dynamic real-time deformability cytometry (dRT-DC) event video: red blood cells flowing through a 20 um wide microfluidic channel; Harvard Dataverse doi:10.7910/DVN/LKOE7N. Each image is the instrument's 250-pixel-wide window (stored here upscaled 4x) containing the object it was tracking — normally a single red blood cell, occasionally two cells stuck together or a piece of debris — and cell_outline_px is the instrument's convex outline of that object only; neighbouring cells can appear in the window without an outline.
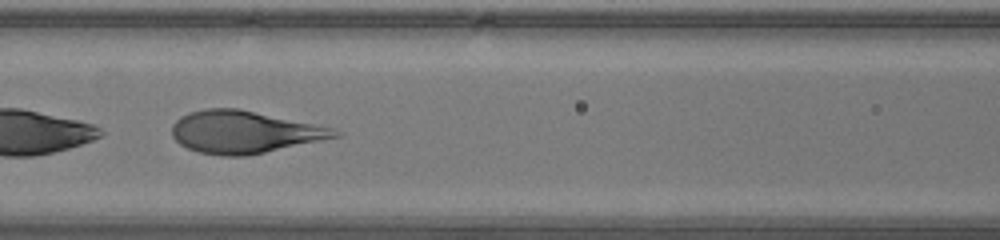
{"species": "human", "species_latin": "Homo sapiens", "temperature_condition": "warm", "stored_images_in_passage": 27, "camera_frame_rate_fps": 3000, "um_per_image_px": 0.085, "donor": {"sex": "male"}, "frame": {"image": 1, "passage_image": 19, "time_ms": 6.0, "image_size_px": [1000, 240], "cell_outline_px": [[340, 136], [264, 152], [244, 156], [224, 156], [200, 152], [188, 148], [180, 144], [172, 136], [172, 124], [180, 116], [188, 112], [204, 108], [240, 108], [332, 128], [340, 132]], "centroid_in_image_um": [20.69, 11.2], "position_along_channel_um": 145.9, "area_um2": 39.82}}
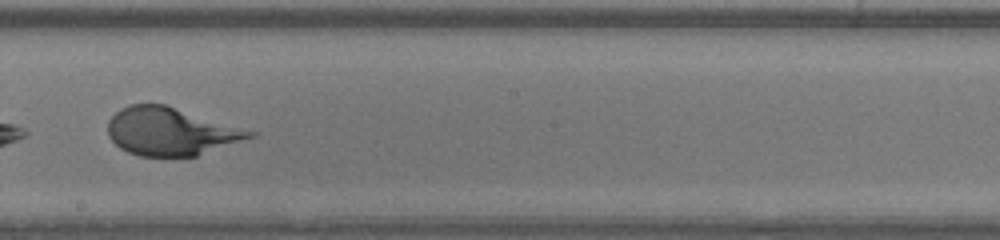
{"frame": {"image": 2, "passage_image": 25, "time_ms": 8.0, "image_size_px": [1000, 240], "cell_outline_px": [[260, 132], [256, 136], [196, 156], [140, 156], [128, 152], [120, 148], [108, 136], [108, 120], [120, 108], [128, 104], [164, 104]], "centroid_in_image_um": [14.54, 11.17], "position_along_channel_um": 233.7, "area_um2": 39.71}}